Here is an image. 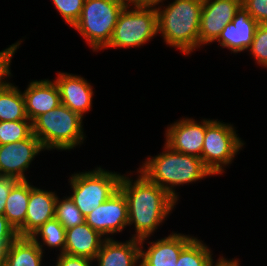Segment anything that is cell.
Wrapping results in <instances>:
<instances>
[{
  "label": "cell",
  "instance_id": "cell-1",
  "mask_svg": "<svg viewBox=\"0 0 267 266\" xmlns=\"http://www.w3.org/2000/svg\"><path fill=\"white\" fill-rule=\"evenodd\" d=\"M136 172V180L130 175L122 174L119 190L127 201L128 226L135 228V234H131L132 238L149 240L171 215L178 202L163 188Z\"/></svg>",
  "mask_w": 267,
  "mask_h": 266
},
{
  "label": "cell",
  "instance_id": "cell-2",
  "mask_svg": "<svg viewBox=\"0 0 267 266\" xmlns=\"http://www.w3.org/2000/svg\"><path fill=\"white\" fill-rule=\"evenodd\" d=\"M137 171L148 181L163 188L178 202L179 192L175 188L193 184L206 177L214 176L201 158L172 150L164 143L163 152L148 156Z\"/></svg>",
  "mask_w": 267,
  "mask_h": 266
},
{
  "label": "cell",
  "instance_id": "cell-3",
  "mask_svg": "<svg viewBox=\"0 0 267 266\" xmlns=\"http://www.w3.org/2000/svg\"><path fill=\"white\" fill-rule=\"evenodd\" d=\"M203 0H174L156 5L158 34L169 47L189 56L199 48L200 14Z\"/></svg>",
  "mask_w": 267,
  "mask_h": 266
},
{
  "label": "cell",
  "instance_id": "cell-4",
  "mask_svg": "<svg viewBox=\"0 0 267 266\" xmlns=\"http://www.w3.org/2000/svg\"><path fill=\"white\" fill-rule=\"evenodd\" d=\"M83 117L60 104L32 121V132L44 150H74L86 139Z\"/></svg>",
  "mask_w": 267,
  "mask_h": 266
},
{
  "label": "cell",
  "instance_id": "cell-5",
  "mask_svg": "<svg viewBox=\"0 0 267 266\" xmlns=\"http://www.w3.org/2000/svg\"><path fill=\"white\" fill-rule=\"evenodd\" d=\"M126 5V0H85L81 15L72 28L78 31L93 52L104 50Z\"/></svg>",
  "mask_w": 267,
  "mask_h": 266
},
{
  "label": "cell",
  "instance_id": "cell-6",
  "mask_svg": "<svg viewBox=\"0 0 267 266\" xmlns=\"http://www.w3.org/2000/svg\"><path fill=\"white\" fill-rule=\"evenodd\" d=\"M158 35V14L155 6L127 4L120 12L109 48H135L147 44Z\"/></svg>",
  "mask_w": 267,
  "mask_h": 266
},
{
  "label": "cell",
  "instance_id": "cell-7",
  "mask_svg": "<svg viewBox=\"0 0 267 266\" xmlns=\"http://www.w3.org/2000/svg\"><path fill=\"white\" fill-rule=\"evenodd\" d=\"M122 174L107 171L101 166L93 170L74 172L68 179L72 190L70 198L84 217L119 190Z\"/></svg>",
  "mask_w": 267,
  "mask_h": 266
},
{
  "label": "cell",
  "instance_id": "cell-8",
  "mask_svg": "<svg viewBox=\"0 0 267 266\" xmlns=\"http://www.w3.org/2000/svg\"><path fill=\"white\" fill-rule=\"evenodd\" d=\"M244 145L233 124L205 118L201 159L214 176L225 172Z\"/></svg>",
  "mask_w": 267,
  "mask_h": 266
},
{
  "label": "cell",
  "instance_id": "cell-9",
  "mask_svg": "<svg viewBox=\"0 0 267 266\" xmlns=\"http://www.w3.org/2000/svg\"><path fill=\"white\" fill-rule=\"evenodd\" d=\"M242 0H203L200 14L199 49L215 42L225 26L232 22Z\"/></svg>",
  "mask_w": 267,
  "mask_h": 266
},
{
  "label": "cell",
  "instance_id": "cell-10",
  "mask_svg": "<svg viewBox=\"0 0 267 266\" xmlns=\"http://www.w3.org/2000/svg\"><path fill=\"white\" fill-rule=\"evenodd\" d=\"M45 151L39 139L32 134L25 140L0 145V174L17 180H27L26 171L37 155Z\"/></svg>",
  "mask_w": 267,
  "mask_h": 266
},
{
  "label": "cell",
  "instance_id": "cell-11",
  "mask_svg": "<svg viewBox=\"0 0 267 266\" xmlns=\"http://www.w3.org/2000/svg\"><path fill=\"white\" fill-rule=\"evenodd\" d=\"M85 222L106 239L128 227V207L124 194L118 190L85 217ZM110 235V236H109Z\"/></svg>",
  "mask_w": 267,
  "mask_h": 266
},
{
  "label": "cell",
  "instance_id": "cell-12",
  "mask_svg": "<svg viewBox=\"0 0 267 266\" xmlns=\"http://www.w3.org/2000/svg\"><path fill=\"white\" fill-rule=\"evenodd\" d=\"M165 144L172 150L201 158L205 137V118L200 122L185 117L167 126Z\"/></svg>",
  "mask_w": 267,
  "mask_h": 266
},
{
  "label": "cell",
  "instance_id": "cell-13",
  "mask_svg": "<svg viewBox=\"0 0 267 266\" xmlns=\"http://www.w3.org/2000/svg\"><path fill=\"white\" fill-rule=\"evenodd\" d=\"M194 238L178 232H172L167 237L155 241H140V266H176L182 249ZM148 243L147 249L144 244Z\"/></svg>",
  "mask_w": 267,
  "mask_h": 266
},
{
  "label": "cell",
  "instance_id": "cell-14",
  "mask_svg": "<svg viewBox=\"0 0 267 266\" xmlns=\"http://www.w3.org/2000/svg\"><path fill=\"white\" fill-rule=\"evenodd\" d=\"M55 82L60 91L61 104L84 118L92 109L93 86L81 75L67 72L57 73Z\"/></svg>",
  "mask_w": 267,
  "mask_h": 266
},
{
  "label": "cell",
  "instance_id": "cell-15",
  "mask_svg": "<svg viewBox=\"0 0 267 266\" xmlns=\"http://www.w3.org/2000/svg\"><path fill=\"white\" fill-rule=\"evenodd\" d=\"M57 193L35 187L30 183V194L24 226L19 237H29L40 226L55 218Z\"/></svg>",
  "mask_w": 267,
  "mask_h": 266
},
{
  "label": "cell",
  "instance_id": "cell-16",
  "mask_svg": "<svg viewBox=\"0 0 267 266\" xmlns=\"http://www.w3.org/2000/svg\"><path fill=\"white\" fill-rule=\"evenodd\" d=\"M258 23L241 6L231 23L227 24L218 39L219 46L237 54L249 49Z\"/></svg>",
  "mask_w": 267,
  "mask_h": 266
},
{
  "label": "cell",
  "instance_id": "cell-17",
  "mask_svg": "<svg viewBox=\"0 0 267 266\" xmlns=\"http://www.w3.org/2000/svg\"><path fill=\"white\" fill-rule=\"evenodd\" d=\"M22 93L25 99L26 114L31 122L61 104L60 91L55 80H33Z\"/></svg>",
  "mask_w": 267,
  "mask_h": 266
},
{
  "label": "cell",
  "instance_id": "cell-18",
  "mask_svg": "<svg viewBox=\"0 0 267 266\" xmlns=\"http://www.w3.org/2000/svg\"><path fill=\"white\" fill-rule=\"evenodd\" d=\"M129 238L123 242L105 239L94 259L97 266H140V241Z\"/></svg>",
  "mask_w": 267,
  "mask_h": 266
},
{
  "label": "cell",
  "instance_id": "cell-19",
  "mask_svg": "<svg viewBox=\"0 0 267 266\" xmlns=\"http://www.w3.org/2000/svg\"><path fill=\"white\" fill-rule=\"evenodd\" d=\"M106 238L86 222L66 229L64 254L95 259Z\"/></svg>",
  "mask_w": 267,
  "mask_h": 266
},
{
  "label": "cell",
  "instance_id": "cell-20",
  "mask_svg": "<svg viewBox=\"0 0 267 266\" xmlns=\"http://www.w3.org/2000/svg\"><path fill=\"white\" fill-rule=\"evenodd\" d=\"M44 252L30 237H17L8 248L3 266H43Z\"/></svg>",
  "mask_w": 267,
  "mask_h": 266
},
{
  "label": "cell",
  "instance_id": "cell-21",
  "mask_svg": "<svg viewBox=\"0 0 267 266\" xmlns=\"http://www.w3.org/2000/svg\"><path fill=\"white\" fill-rule=\"evenodd\" d=\"M30 194L29 180H19L11 189L6 200L4 216L18 232L25 224Z\"/></svg>",
  "mask_w": 267,
  "mask_h": 266
},
{
  "label": "cell",
  "instance_id": "cell-22",
  "mask_svg": "<svg viewBox=\"0 0 267 266\" xmlns=\"http://www.w3.org/2000/svg\"><path fill=\"white\" fill-rule=\"evenodd\" d=\"M29 120L22 91L14 83L0 90V121Z\"/></svg>",
  "mask_w": 267,
  "mask_h": 266
},
{
  "label": "cell",
  "instance_id": "cell-23",
  "mask_svg": "<svg viewBox=\"0 0 267 266\" xmlns=\"http://www.w3.org/2000/svg\"><path fill=\"white\" fill-rule=\"evenodd\" d=\"M29 237L39 245L40 249L44 253L45 246L51 250L52 248H56L59 250L60 254L64 253V247L66 244V229L56 218L47 221Z\"/></svg>",
  "mask_w": 267,
  "mask_h": 266
},
{
  "label": "cell",
  "instance_id": "cell-24",
  "mask_svg": "<svg viewBox=\"0 0 267 266\" xmlns=\"http://www.w3.org/2000/svg\"><path fill=\"white\" fill-rule=\"evenodd\" d=\"M213 253L201 239L194 237L181 251L176 266H213Z\"/></svg>",
  "mask_w": 267,
  "mask_h": 266
},
{
  "label": "cell",
  "instance_id": "cell-25",
  "mask_svg": "<svg viewBox=\"0 0 267 266\" xmlns=\"http://www.w3.org/2000/svg\"><path fill=\"white\" fill-rule=\"evenodd\" d=\"M55 218L65 229L73 228L85 222V217L69 195L61 197V199L57 196Z\"/></svg>",
  "mask_w": 267,
  "mask_h": 266
},
{
  "label": "cell",
  "instance_id": "cell-26",
  "mask_svg": "<svg viewBox=\"0 0 267 266\" xmlns=\"http://www.w3.org/2000/svg\"><path fill=\"white\" fill-rule=\"evenodd\" d=\"M32 134L30 120L0 121V145L25 140Z\"/></svg>",
  "mask_w": 267,
  "mask_h": 266
},
{
  "label": "cell",
  "instance_id": "cell-27",
  "mask_svg": "<svg viewBox=\"0 0 267 266\" xmlns=\"http://www.w3.org/2000/svg\"><path fill=\"white\" fill-rule=\"evenodd\" d=\"M247 51L258 66L267 68V23L257 25L252 44Z\"/></svg>",
  "mask_w": 267,
  "mask_h": 266
},
{
  "label": "cell",
  "instance_id": "cell-28",
  "mask_svg": "<svg viewBox=\"0 0 267 266\" xmlns=\"http://www.w3.org/2000/svg\"><path fill=\"white\" fill-rule=\"evenodd\" d=\"M63 20L72 27L79 19L85 0H51Z\"/></svg>",
  "mask_w": 267,
  "mask_h": 266
},
{
  "label": "cell",
  "instance_id": "cell-29",
  "mask_svg": "<svg viewBox=\"0 0 267 266\" xmlns=\"http://www.w3.org/2000/svg\"><path fill=\"white\" fill-rule=\"evenodd\" d=\"M20 44H22V39L0 51V90L8 88L13 84V82L11 83L9 81L11 76H13L11 72V63Z\"/></svg>",
  "mask_w": 267,
  "mask_h": 266
},
{
  "label": "cell",
  "instance_id": "cell-30",
  "mask_svg": "<svg viewBox=\"0 0 267 266\" xmlns=\"http://www.w3.org/2000/svg\"><path fill=\"white\" fill-rule=\"evenodd\" d=\"M242 6L258 24L267 23V0H242Z\"/></svg>",
  "mask_w": 267,
  "mask_h": 266
},
{
  "label": "cell",
  "instance_id": "cell-31",
  "mask_svg": "<svg viewBox=\"0 0 267 266\" xmlns=\"http://www.w3.org/2000/svg\"><path fill=\"white\" fill-rule=\"evenodd\" d=\"M55 262V266H92L94 260L86 257L70 256L64 253H59Z\"/></svg>",
  "mask_w": 267,
  "mask_h": 266
},
{
  "label": "cell",
  "instance_id": "cell-32",
  "mask_svg": "<svg viewBox=\"0 0 267 266\" xmlns=\"http://www.w3.org/2000/svg\"><path fill=\"white\" fill-rule=\"evenodd\" d=\"M18 181L19 180L12 178V177L1 176V178H0V215L4 214L6 200L9 196V193H10L12 187Z\"/></svg>",
  "mask_w": 267,
  "mask_h": 266
},
{
  "label": "cell",
  "instance_id": "cell-33",
  "mask_svg": "<svg viewBox=\"0 0 267 266\" xmlns=\"http://www.w3.org/2000/svg\"><path fill=\"white\" fill-rule=\"evenodd\" d=\"M17 231L9 224L4 215H0V239H16Z\"/></svg>",
  "mask_w": 267,
  "mask_h": 266
},
{
  "label": "cell",
  "instance_id": "cell-34",
  "mask_svg": "<svg viewBox=\"0 0 267 266\" xmlns=\"http://www.w3.org/2000/svg\"><path fill=\"white\" fill-rule=\"evenodd\" d=\"M240 260L238 258L229 259L223 256L217 259L216 263L213 266H241Z\"/></svg>",
  "mask_w": 267,
  "mask_h": 266
},
{
  "label": "cell",
  "instance_id": "cell-35",
  "mask_svg": "<svg viewBox=\"0 0 267 266\" xmlns=\"http://www.w3.org/2000/svg\"><path fill=\"white\" fill-rule=\"evenodd\" d=\"M15 239H0V263L4 262L5 256L8 252L9 245Z\"/></svg>",
  "mask_w": 267,
  "mask_h": 266
},
{
  "label": "cell",
  "instance_id": "cell-36",
  "mask_svg": "<svg viewBox=\"0 0 267 266\" xmlns=\"http://www.w3.org/2000/svg\"><path fill=\"white\" fill-rule=\"evenodd\" d=\"M166 0H126L127 4L130 5H145V6H156Z\"/></svg>",
  "mask_w": 267,
  "mask_h": 266
}]
</instances>
